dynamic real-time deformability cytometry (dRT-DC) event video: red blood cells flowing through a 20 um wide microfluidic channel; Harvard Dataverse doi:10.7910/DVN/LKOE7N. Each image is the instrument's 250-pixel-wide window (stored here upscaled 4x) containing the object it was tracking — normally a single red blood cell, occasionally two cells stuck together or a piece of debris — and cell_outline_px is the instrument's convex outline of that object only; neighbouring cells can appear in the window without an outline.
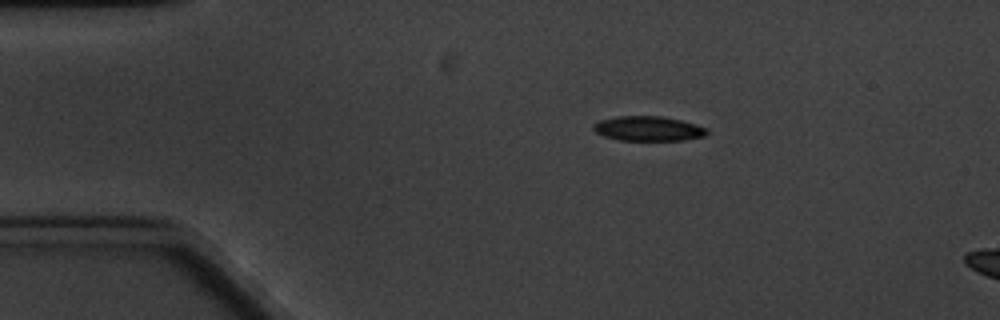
{"species": "common noctule bat (a hibernating species)", "species_latin": "Nyctalus noctula", "temperature_condition": "cold", "stored_images_in_passage": 3, "camera_frame_rate_fps": 3000, "um_per_image_px": 0.085, "animal": {"sex": "male", "body_mass_g": 20.1, "forearm_length_mm": 53.5}, "frame": {"image": 1, "passage_image": 1, "time_ms": 0.0, "image_size_px": [1000, 320], "cell_outline_px": [[708, 132], [704, 136], [684, 140], [616, 140], [604, 136], [596, 132], [592, 128], [592, 124], [600, 120], [616, 116], [660, 116], [680, 120], [696, 124], [708, 128]], "centroid_in_image_um": [55.08, 10.93], "position_along_channel_um": 29.9, "area_um2": 16.42}}